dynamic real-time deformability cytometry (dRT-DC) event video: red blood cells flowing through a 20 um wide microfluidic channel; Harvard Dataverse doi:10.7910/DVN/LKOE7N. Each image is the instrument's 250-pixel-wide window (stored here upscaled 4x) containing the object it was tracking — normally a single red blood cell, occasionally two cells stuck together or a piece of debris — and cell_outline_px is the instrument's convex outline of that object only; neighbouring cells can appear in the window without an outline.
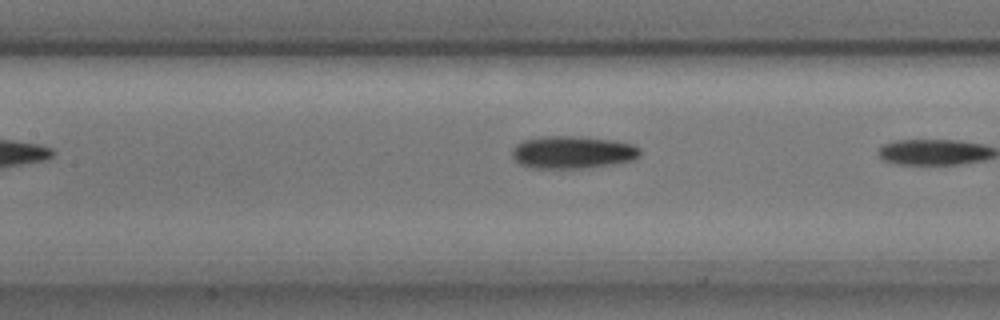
{"species": "common noctule bat (a hibernating species)", "species_latin": "Nyctalus noctula", "temperature_condition": "cold", "stored_images_in_passage": 7, "camera_frame_rate_fps": 3000, "um_per_image_px": 0.085, "animal": {"sex": "male", "body_mass_g": 17.9, "forearm_length_mm": 54.2}, "frame": {"image": 1, "passage_image": 6, "time_ms": 1.667, "image_size_px": [1000, 320], "cell_outline_px": [[640, 156], [636, 160], [588, 168], [528, 168], [520, 164], [512, 156], [512, 148], [520, 140], [544, 136], [572, 136], [616, 140], [632, 144], [640, 148]], "centroid_in_image_um": [48.67, 12.94], "position_along_channel_um": 158.7, "area_um2": 24.62}}